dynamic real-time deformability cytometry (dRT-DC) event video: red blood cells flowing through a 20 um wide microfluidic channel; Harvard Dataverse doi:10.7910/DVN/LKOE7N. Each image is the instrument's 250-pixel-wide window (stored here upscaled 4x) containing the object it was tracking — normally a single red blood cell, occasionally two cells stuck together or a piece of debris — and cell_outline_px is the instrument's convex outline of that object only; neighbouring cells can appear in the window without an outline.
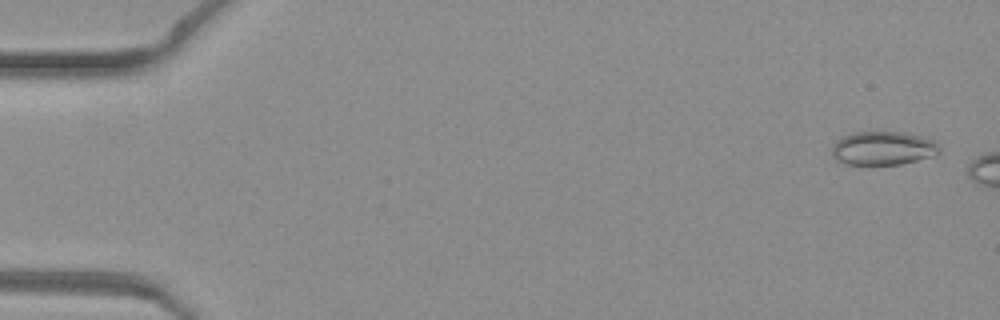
{"species": "common noctule bat (a hibernating species)", "species_latin": "Nyctalus noctula", "temperature_condition": "warm", "stored_images_in_passage": 7, "camera_frame_rate_fps": 3000, "um_per_image_px": 0.085, "animal": {"sex": "female", "body_mass_g": 19.3, "forearm_length_mm": 54.1}, "frame": {"image": 1, "passage_image": 2, "time_ms": 0.333, "image_size_px": [1000, 320], "cell_outline_px": [[940, 148], [936, 152], [928, 156], [916, 160], [900, 164], [848, 164], [836, 160], [832, 156], [832, 148], [836, 140], [852, 132], [904, 132], [920, 136], [932, 140]], "centroid_in_image_um": [74.98, 12.59], "position_along_channel_um": 10.0, "area_um2": 20.63}}